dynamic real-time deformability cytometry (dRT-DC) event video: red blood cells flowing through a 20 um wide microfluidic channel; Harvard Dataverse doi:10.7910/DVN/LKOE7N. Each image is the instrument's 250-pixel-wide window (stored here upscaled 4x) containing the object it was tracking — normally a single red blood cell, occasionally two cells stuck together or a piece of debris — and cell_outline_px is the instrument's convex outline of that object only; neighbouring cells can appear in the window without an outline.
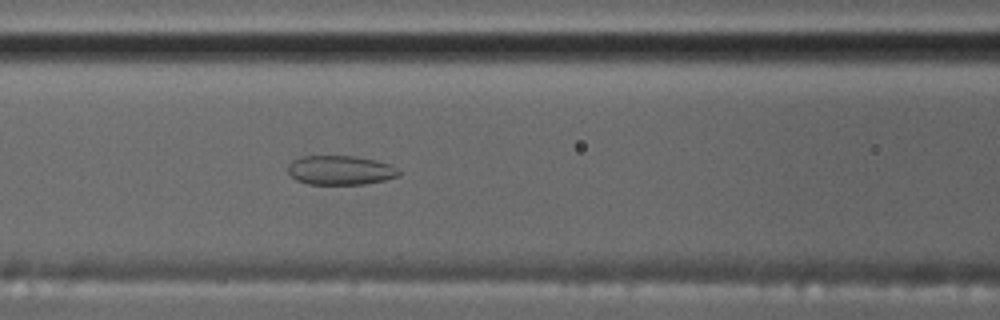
{"species": "common noctule bat (a hibernating species)", "species_latin": "Nyctalus noctula", "temperature_condition": "cold", "stored_images_in_passage": 7, "camera_frame_rate_fps": 3000, "um_per_image_px": 0.085, "animal": {"sex": "male", "body_mass_g": 17.5, "forearm_length_mm": 52.3}, "frame": {"image": 1, "passage_image": 7, "time_ms": 7.0, "image_size_px": [1000, 320], "cell_outline_px": [[400, 176], [384, 180], [364, 184], [308, 184], [296, 180], [288, 172], [288, 164], [292, 160], [300, 156], [356, 156], [376, 160], [388, 164], [400, 172]], "centroid_in_image_um": [28.9, 14.46], "position_along_channel_um": 137.7, "area_um2": 18.9}}